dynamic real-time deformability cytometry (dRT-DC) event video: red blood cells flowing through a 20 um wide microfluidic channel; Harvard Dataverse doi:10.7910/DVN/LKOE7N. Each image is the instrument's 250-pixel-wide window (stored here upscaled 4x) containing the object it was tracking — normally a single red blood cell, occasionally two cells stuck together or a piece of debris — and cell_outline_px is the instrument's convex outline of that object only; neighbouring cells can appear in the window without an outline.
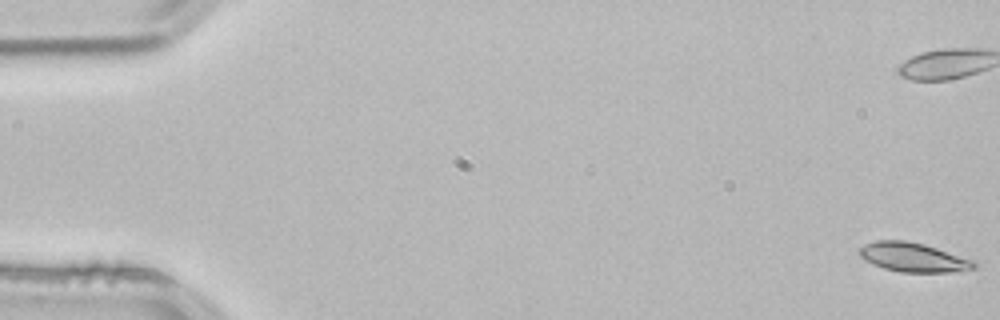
{"species": "common noctule bat (a hibernating species)", "species_latin": "Nyctalus noctula", "temperature_condition": "room temperature", "stored_images_in_passage": 55, "camera_frame_rate_fps": 3000, "um_per_image_px": 0.085, "animal": {"sex": "male", "body_mass_g": 21.5, "forearm_length_mm": 52.0}, "frame": {"image": 1, "passage_image": 1, "time_ms": 0.0, "image_size_px": [1000, 320], "cell_outline_px": [[976, 268], [952, 272], [900, 272], [884, 268], [872, 264], [864, 260], [860, 256], [860, 248], [864, 244], [876, 240], [904, 240], [924, 244], [976, 260]], "centroid_in_image_um": [77.64, 21.87], "position_along_channel_um": 7.4, "area_um2": 19.59}, "authors_computed_cell_mechanics": {"area_um2": 19.1896, "velocity_mm_per_s": 3.8128, "shape_relaxation_time_tau1_ms": 8.8045, "shape_relaxation_time_tau2_ms": null, "deformation_change_tau1": 0.1503, "deformation_change_tau2": null}}